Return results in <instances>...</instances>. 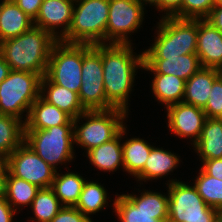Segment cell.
Masks as SVG:
<instances>
[{
	"mask_svg": "<svg viewBox=\"0 0 222 222\" xmlns=\"http://www.w3.org/2000/svg\"><path fill=\"white\" fill-rule=\"evenodd\" d=\"M132 44H96L101 54L103 82L107 100L115 107L128 112L129 93L134 86L136 70L143 68V52L135 55Z\"/></svg>",
	"mask_w": 222,
	"mask_h": 222,
	"instance_id": "obj_1",
	"label": "cell"
},
{
	"mask_svg": "<svg viewBox=\"0 0 222 222\" xmlns=\"http://www.w3.org/2000/svg\"><path fill=\"white\" fill-rule=\"evenodd\" d=\"M57 41L51 33L33 26L18 37L1 42L0 54L11 70L34 72L43 77Z\"/></svg>",
	"mask_w": 222,
	"mask_h": 222,
	"instance_id": "obj_2",
	"label": "cell"
},
{
	"mask_svg": "<svg viewBox=\"0 0 222 222\" xmlns=\"http://www.w3.org/2000/svg\"><path fill=\"white\" fill-rule=\"evenodd\" d=\"M157 37L143 57H178L196 53L198 19L162 17L157 26Z\"/></svg>",
	"mask_w": 222,
	"mask_h": 222,
	"instance_id": "obj_3",
	"label": "cell"
},
{
	"mask_svg": "<svg viewBox=\"0 0 222 222\" xmlns=\"http://www.w3.org/2000/svg\"><path fill=\"white\" fill-rule=\"evenodd\" d=\"M75 5L69 30L60 40L66 43L105 44L109 0H75Z\"/></svg>",
	"mask_w": 222,
	"mask_h": 222,
	"instance_id": "obj_4",
	"label": "cell"
},
{
	"mask_svg": "<svg viewBox=\"0 0 222 222\" xmlns=\"http://www.w3.org/2000/svg\"><path fill=\"white\" fill-rule=\"evenodd\" d=\"M128 112L119 108L109 110L84 111L74 119V143L86 152L115 138L125 127L123 124ZM86 122L78 126L80 119Z\"/></svg>",
	"mask_w": 222,
	"mask_h": 222,
	"instance_id": "obj_5",
	"label": "cell"
},
{
	"mask_svg": "<svg viewBox=\"0 0 222 222\" xmlns=\"http://www.w3.org/2000/svg\"><path fill=\"white\" fill-rule=\"evenodd\" d=\"M42 76L34 72L11 70L0 83V113L27 119L31 105L40 96Z\"/></svg>",
	"mask_w": 222,
	"mask_h": 222,
	"instance_id": "obj_6",
	"label": "cell"
},
{
	"mask_svg": "<svg viewBox=\"0 0 222 222\" xmlns=\"http://www.w3.org/2000/svg\"><path fill=\"white\" fill-rule=\"evenodd\" d=\"M24 142L57 171L58 164L70 162L74 158V124L25 130Z\"/></svg>",
	"mask_w": 222,
	"mask_h": 222,
	"instance_id": "obj_7",
	"label": "cell"
},
{
	"mask_svg": "<svg viewBox=\"0 0 222 222\" xmlns=\"http://www.w3.org/2000/svg\"><path fill=\"white\" fill-rule=\"evenodd\" d=\"M169 182L168 222H217L220 210L208 206L195 186L179 180Z\"/></svg>",
	"mask_w": 222,
	"mask_h": 222,
	"instance_id": "obj_8",
	"label": "cell"
},
{
	"mask_svg": "<svg viewBox=\"0 0 222 222\" xmlns=\"http://www.w3.org/2000/svg\"><path fill=\"white\" fill-rule=\"evenodd\" d=\"M114 209L121 222H168L169 196L144 191L122 194L114 200Z\"/></svg>",
	"mask_w": 222,
	"mask_h": 222,
	"instance_id": "obj_9",
	"label": "cell"
},
{
	"mask_svg": "<svg viewBox=\"0 0 222 222\" xmlns=\"http://www.w3.org/2000/svg\"><path fill=\"white\" fill-rule=\"evenodd\" d=\"M83 44L58 40L51 51L45 77L52 83L79 93Z\"/></svg>",
	"mask_w": 222,
	"mask_h": 222,
	"instance_id": "obj_10",
	"label": "cell"
},
{
	"mask_svg": "<svg viewBox=\"0 0 222 222\" xmlns=\"http://www.w3.org/2000/svg\"><path fill=\"white\" fill-rule=\"evenodd\" d=\"M81 87L78 93L86 111L115 108L106 97L101 54L90 44H83Z\"/></svg>",
	"mask_w": 222,
	"mask_h": 222,
	"instance_id": "obj_11",
	"label": "cell"
},
{
	"mask_svg": "<svg viewBox=\"0 0 222 222\" xmlns=\"http://www.w3.org/2000/svg\"><path fill=\"white\" fill-rule=\"evenodd\" d=\"M144 14V4L137 0H109L106 42L131 44L128 34L140 28Z\"/></svg>",
	"mask_w": 222,
	"mask_h": 222,
	"instance_id": "obj_12",
	"label": "cell"
},
{
	"mask_svg": "<svg viewBox=\"0 0 222 222\" xmlns=\"http://www.w3.org/2000/svg\"><path fill=\"white\" fill-rule=\"evenodd\" d=\"M8 171L39 187H51L56 170L23 142L8 156Z\"/></svg>",
	"mask_w": 222,
	"mask_h": 222,
	"instance_id": "obj_13",
	"label": "cell"
},
{
	"mask_svg": "<svg viewBox=\"0 0 222 222\" xmlns=\"http://www.w3.org/2000/svg\"><path fill=\"white\" fill-rule=\"evenodd\" d=\"M168 128L178 137H191L193 145L199 140L207 119L203 109L184 102L166 107Z\"/></svg>",
	"mask_w": 222,
	"mask_h": 222,
	"instance_id": "obj_14",
	"label": "cell"
},
{
	"mask_svg": "<svg viewBox=\"0 0 222 222\" xmlns=\"http://www.w3.org/2000/svg\"><path fill=\"white\" fill-rule=\"evenodd\" d=\"M75 0H44L34 26L39 27L60 40L71 25ZM62 26V30L56 32ZM58 27V28H57Z\"/></svg>",
	"mask_w": 222,
	"mask_h": 222,
	"instance_id": "obj_15",
	"label": "cell"
},
{
	"mask_svg": "<svg viewBox=\"0 0 222 222\" xmlns=\"http://www.w3.org/2000/svg\"><path fill=\"white\" fill-rule=\"evenodd\" d=\"M196 54L201 67L222 71V33L206 19H198Z\"/></svg>",
	"mask_w": 222,
	"mask_h": 222,
	"instance_id": "obj_16",
	"label": "cell"
},
{
	"mask_svg": "<svg viewBox=\"0 0 222 222\" xmlns=\"http://www.w3.org/2000/svg\"><path fill=\"white\" fill-rule=\"evenodd\" d=\"M143 59L142 69L153 74L175 75L185 81L190 79L201 68L196 53L178 57H143Z\"/></svg>",
	"mask_w": 222,
	"mask_h": 222,
	"instance_id": "obj_17",
	"label": "cell"
},
{
	"mask_svg": "<svg viewBox=\"0 0 222 222\" xmlns=\"http://www.w3.org/2000/svg\"><path fill=\"white\" fill-rule=\"evenodd\" d=\"M74 124V119L58 107L49 104L40 96L31 105L26 121L25 130H42L53 126Z\"/></svg>",
	"mask_w": 222,
	"mask_h": 222,
	"instance_id": "obj_18",
	"label": "cell"
},
{
	"mask_svg": "<svg viewBox=\"0 0 222 222\" xmlns=\"http://www.w3.org/2000/svg\"><path fill=\"white\" fill-rule=\"evenodd\" d=\"M40 97L49 104L66 112L73 119L86 111L81 105L78 93L50 82L45 76L41 79Z\"/></svg>",
	"mask_w": 222,
	"mask_h": 222,
	"instance_id": "obj_19",
	"label": "cell"
},
{
	"mask_svg": "<svg viewBox=\"0 0 222 222\" xmlns=\"http://www.w3.org/2000/svg\"><path fill=\"white\" fill-rule=\"evenodd\" d=\"M221 74V70L201 67L186 81L182 102L204 109L209 99L212 84Z\"/></svg>",
	"mask_w": 222,
	"mask_h": 222,
	"instance_id": "obj_20",
	"label": "cell"
},
{
	"mask_svg": "<svg viewBox=\"0 0 222 222\" xmlns=\"http://www.w3.org/2000/svg\"><path fill=\"white\" fill-rule=\"evenodd\" d=\"M34 26V20L25 14L13 0L0 3V43L18 37Z\"/></svg>",
	"mask_w": 222,
	"mask_h": 222,
	"instance_id": "obj_21",
	"label": "cell"
},
{
	"mask_svg": "<svg viewBox=\"0 0 222 222\" xmlns=\"http://www.w3.org/2000/svg\"><path fill=\"white\" fill-rule=\"evenodd\" d=\"M126 128L124 127L115 138L86 152L91 165L107 172L117 171L119 166L124 169L121 139L126 134Z\"/></svg>",
	"mask_w": 222,
	"mask_h": 222,
	"instance_id": "obj_22",
	"label": "cell"
},
{
	"mask_svg": "<svg viewBox=\"0 0 222 222\" xmlns=\"http://www.w3.org/2000/svg\"><path fill=\"white\" fill-rule=\"evenodd\" d=\"M201 162L222 158V119L207 118L199 140L193 145Z\"/></svg>",
	"mask_w": 222,
	"mask_h": 222,
	"instance_id": "obj_23",
	"label": "cell"
},
{
	"mask_svg": "<svg viewBox=\"0 0 222 222\" xmlns=\"http://www.w3.org/2000/svg\"><path fill=\"white\" fill-rule=\"evenodd\" d=\"M179 156L171 151L153 146L146 160L143 170L136 176L138 181L157 179L168 175L178 166Z\"/></svg>",
	"mask_w": 222,
	"mask_h": 222,
	"instance_id": "obj_24",
	"label": "cell"
},
{
	"mask_svg": "<svg viewBox=\"0 0 222 222\" xmlns=\"http://www.w3.org/2000/svg\"><path fill=\"white\" fill-rule=\"evenodd\" d=\"M152 80V92L156 99L166 107L182 102L186 81L175 75L154 74Z\"/></svg>",
	"mask_w": 222,
	"mask_h": 222,
	"instance_id": "obj_25",
	"label": "cell"
},
{
	"mask_svg": "<svg viewBox=\"0 0 222 222\" xmlns=\"http://www.w3.org/2000/svg\"><path fill=\"white\" fill-rule=\"evenodd\" d=\"M85 178L78 173H55L51 188L63 206H75L79 200Z\"/></svg>",
	"mask_w": 222,
	"mask_h": 222,
	"instance_id": "obj_26",
	"label": "cell"
},
{
	"mask_svg": "<svg viewBox=\"0 0 222 222\" xmlns=\"http://www.w3.org/2000/svg\"><path fill=\"white\" fill-rule=\"evenodd\" d=\"M152 145L140 138H131L122 143L124 170L136 177L144 168Z\"/></svg>",
	"mask_w": 222,
	"mask_h": 222,
	"instance_id": "obj_27",
	"label": "cell"
},
{
	"mask_svg": "<svg viewBox=\"0 0 222 222\" xmlns=\"http://www.w3.org/2000/svg\"><path fill=\"white\" fill-rule=\"evenodd\" d=\"M25 139L24 121L0 113V152L9 156Z\"/></svg>",
	"mask_w": 222,
	"mask_h": 222,
	"instance_id": "obj_28",
	"label": "cell"
},
{
	"mask_svg": "<svg viewBox=\"0 0 222 222\" xmlns=\"http://www.w3.org/2000/svg\"><path fill=\"white\" fill-rule=\"evenodd\" d=\"M39 189V187L27 182L26 180L19 179L7 171L5 181V199L15 211H17L16 209H19L17 208L18 205H21L22 207L25 205L31 206Z\"/></svg>",
	"mask_w": 222,
	"mask_h": 222,
	"instance_id": "obj_29",
	"label": "cell"
},
{
	"mask_svg": "<svg viewBox=\"0 0 222 222\" xmlns=\"http://www.w3.org/2000/svg\"><path fill=\"white\" fill-rule=\"evenodd\" d=\"M106 203H108L107 192L104 187L99 183L86 180L75 207L90 218V214H94L105 208Z\"/></svg>",
	"mask_w": 222,
	"mask_h": 222,
	"instance_id": "obj_30",
	"label": "cell"
},
{
	"mask_svg": "<svg viewBox=\"0 0 222 222\" xmlns=\"http://www.w3.org/2000/svg\"><path fill=\"white\" fill-rule=\"evenodd\" d=\"M35 217L30 218L36 222H51L52 218L60 211L63 205L51 187L40 188L33 199L31 206Z\"/></svg>",
	"mask_w": 222,
	"mask_h": 222,
	"instance_id": "obj_31",
	"label": "cell"
},
{
	"mask_svg": "<svg viewBox=\"0 0 222 222\" xmlns=\"http://www.w3.org/2000/svg\"><path fill=\"white\" fill-rule=\"evenodd\" d=\"M194 186L208 206L222 210V180L209 176L201 168Z\"/></svg>",
	"mask_w": 222,
	"mask_h": 222,
	"instance_id": "obj_32",
	"label": "cell"
},
{
	"mask_svg": "<svg viewBox=\"0 0 222 222\" xmlns=\"http://www.w3.org/2000/svg\"><path fill=\"white\" fill-rule=\"evenodd\" d=\"M214 6V0H183L180 19H205Z\"/></svg>",
	"mask_w": 222,
	"mask_h": 222,
	"instance_id": "obj_33",
	"label": "cell"
},
{
	"mask_svg": "<svg viewBox=\"0 0 222 222\" xmlns=\"http://www.w3.org/2000/svg\"><path fill=\"white\" fill-rule=\"evenodd\" d=\"M203 110L207 118L222 119V74L213 82L208 102Z\"/></svg>",
	"mask_w": 222,
	"mask_h": 222,
	"instance_id": "obj_34",
	"label": "cell"
},
{
	"mask_svg": "<svg viewBox=\"0 0 222 222\" xmlns=\"http://www.w3.org/2000/svg\"><path fill=\"white\" fill-rule=\"evenodd\" d=\"M51 222H93L75 206H63Z\"/></svg>",
	"mask_w": 222,
	"mask_h": 222,
	"instance_id": "obj_35",
	"label": "cell"
},
{
	"mask_svg": "<svg viewBox=\"0 0 222 222\" xmlns=\"http://www.w3.org/2000/svg\"><path fill=\"white\" fill-rule=\"evenodd\" d=\"M183 0H156L152 5L159 11H164V17H175L180 19V8L182 7Z\"/></svg>",
	"mask_w": 222,
	"mask_h": 222,
	"instance_id": "obj_36",
	"label": "cell"
},
{
	"mask_svg": "<svg viewBox=\"0 0 222 222\" xmlns=\"http://www.w3.org/2000/svg\"><path fill=\"white\" fill-rule=\"evenodd\" d=\"M17 6L33 20L39 14L41 4L44 0H13Z\"/></svg>",
	"mask_w": 222,
	"mask_h": 222,
	"instance_id": "obj_37",
	"label": "cell"
},
{
	"mask_svg": "<svg viewBox=\"0 0 222 222\" xmlns=\"http://www.w3.org/2000/svg\"><path fill=\"white\" fill-rule=\"evenodd\" d=\"M201 168L212 177L222 180V158L203 160Z\"/></svg>",
	"mask_w": 222,
	"mask_h": 222,
	"instance_id": "obj_38",
	"label": "cell"
},
{
	"mask_svg": "<svg viewBox=\"0 0 222 222\" xmlns=\"http://www.w3.org/2000/svg\"><path fill=\"white\" fill-rule=\"evenodd\" d=\"M16 212L5 197L0 198V222H12Z\"/></svg>",
	"mask_w": 222,
	"mask_h": 222,
	"instance_id": "obj_39",
	"label": "cell"
},
{
	"mask_svg": "<svg viewBox=\"0 0 222 222\" xmlns=\"http://www.w3.org/2000/svg\"><path fill=\"white\" fill-rule=\"evenodd\" d=\"M205 19L222 33V6L215 5Z\"/></svg>",
	"mask_w": 222,
	"mask_h": 222,
	"instance_id": "obj_40",
	"label": "cell"
},
{
	"mask_svg": "<svg viewBox=\"0 0 222 222\" xmlns=\"http://www.w3.org/2000/svg\"><path fill=\"white\" fill-rule=\"evenodd\" d=\"M10 71V66L0 54V83L8 76Z\"/></svg>",
	"mask_w": 222,
	"mask_h": 222,
	"instance_id": "obj_41",
	"label": "cell"
},
{
	"mask_svg": "<svg viewBox=\"0 0 222 222\" xmlns=\"http://www.w3.org/2000/svg\"><path fill=\"white\" fill-rule=\"evenodd\" d=\"M8 171V156L0 152V175H6Z\"/></svg>",
	"mask_w": 222,
	"mask_h": 222,
	"instance_id": "obj_42",
	"label": "cell"
},
{
	"mask_svg": "<svg viewBox=\"0 0 222 222\" xmlns=\"http://www.w3.org/2000/svg\"><path fill=\"white\" fill-rule=\"evenodd\" d=\"M6 175H0V198L5 197Z\"/></svg>",
	"mask_w": 222,
	"mask_h": 222,
	"instance_id": "obj_43",
	"label": "cell"
},
{
	"mask_svg": "<svg viewBox=\"0 0 222 222\" xmlns=\"http://www.w3.org/2000/svg\"><path fill=\"white\" fill-rule=\"evenodd\" d=\"M137 1L143 3L144 5H147L148 3L150 5H153L156 2V0H137Z\"/></svg>",
	"mask_w": 222,
	"mask_h": 222,
	"instance_id": "obj_44",
	"label": "cell"
},
{
	"mask_svg": "<svg viewBox=\"0 0 222 222\" xmlns=\"http://www.w3.org/2000/svg\"><path fill=\"white\" fill-rule=\"evenodd\" d=\"M215 5L222 6V0H214Z\"/></svg>",
	"mask_w": 222,
	"mask_h": 222,
	"instance_id": "obj_45",
	"label": "cell"
},
{
	"mask_svg": "<svg viewBox=\"0 0 222 222\" xmlns=\"http://www.w3.org/2000/svg\"><path fill=\"white\" fill-rule=\"evenodd\" d=\"M217 222H222V210L219 213Z\"/></svg>",
	"mask_w": 222,
	"mask_h": 222,
	"instance_id": "obj_46",
	"label": "cell"
}]
</instances>
